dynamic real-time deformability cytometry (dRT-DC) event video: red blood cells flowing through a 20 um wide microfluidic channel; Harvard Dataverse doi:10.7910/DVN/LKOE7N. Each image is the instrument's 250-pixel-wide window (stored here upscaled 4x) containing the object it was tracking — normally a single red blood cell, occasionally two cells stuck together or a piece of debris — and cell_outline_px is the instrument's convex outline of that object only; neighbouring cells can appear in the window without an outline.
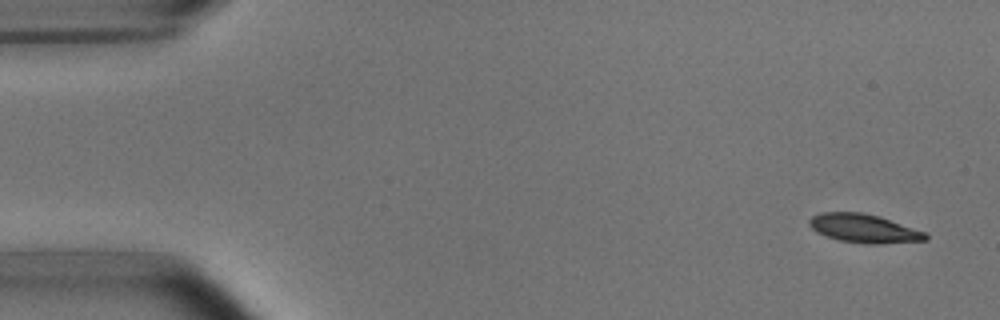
{"species": "common noctule bat (a hibernating species)", "species_latin": "Nyctalus noctula", "temperature_condition": "room temperature", "stored_images_in_passage": 5, "camera_frame_rate_fps": 3000, "um_per_image_px": 0.085, "animal": {"sex": "male", "body_mass_g": 15.6}, "frame": {"image": 1, "passage_image": 1, "time_ms": 0.0, "image_size_px": [1000, 320], "cell_outline_px": [[928, 240], [880, 244], [864, 244], [840, 240], [816, 232], [808, 224], [808, 220], [812, 216], [820, 212], [860, 212], [880, 216], [928, 232]], "centroid_in_image_um": [73.47, 19.41], "position_along_channel_um": 11.5, "area_um2": 19.65}}
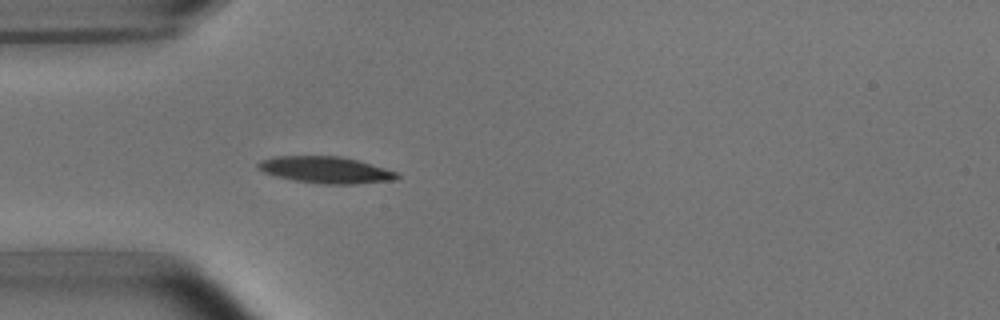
{"frame": {"image": 2, "passage_image": 5, "time_ms": 4.333, "image_size_px": [1000, 320], "cell_outline_px": [[400, 176], [396, 180], [356, 184], [324, 184], [292, 180], [276, 176], [264, 172], [256, 168], [256, 164], [260, 160], [272, 156], [340, 156], [356, 160], [384, 168], [396, 172]], "centroid_in_image_um": [27.64, 14.44], "position_along_channel_um": 57.4, "area_um2": 21.62}}